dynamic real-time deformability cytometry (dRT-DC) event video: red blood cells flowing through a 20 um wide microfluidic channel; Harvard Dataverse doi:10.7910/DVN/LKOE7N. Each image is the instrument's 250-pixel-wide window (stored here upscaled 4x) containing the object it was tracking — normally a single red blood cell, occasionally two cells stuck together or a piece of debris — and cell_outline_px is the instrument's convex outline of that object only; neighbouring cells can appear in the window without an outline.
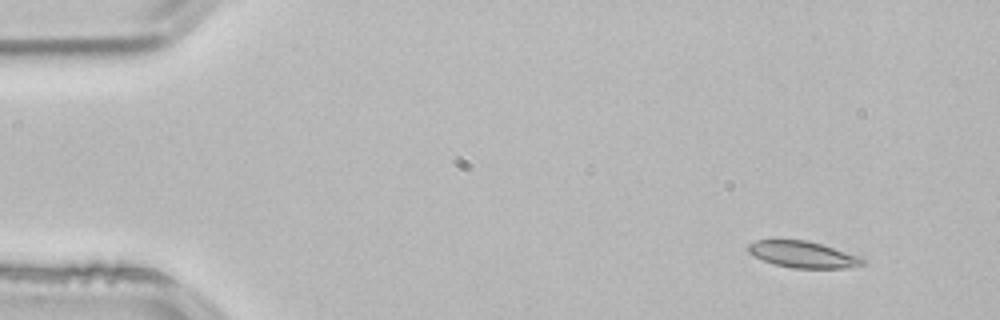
{"species": "common noctule bat (a hibernating species)", "species_latin": "Nyctalus noctula", "temperature_condition": "room temperature", "stored_images_in_passage": 3, "camera_frame_rate_fps": 3000, "um_per_image_px": 0.085, "animal": {"sex": "male", "body_mass_g": 21.5, "forearm_length_mm": 52.0}, "frame": {"image": 1, "passage_image": 1, "time_ms": 0.0, "image_size_px": [1000, 320], "cell_outline_px": [[864, 264], [844, 268], [792, 268], [772, 264], [748, 252], [748, 244], [756, 240], [808, 240], [864, 256]], "centroid_in_image_um": [68.3, 21.63], "position_along_channel_um": 16.7, "area_um2": 17.8}}
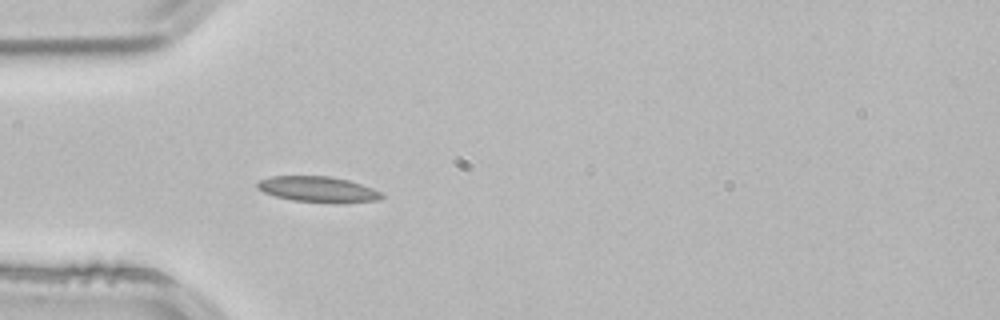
{"frame": {"image": 2, "passage_image": 3, "time_ms": 0.667, "image_size_px": [1000, 320], "cell_outline_px": [[384, 196], [380, 200], [336, 204], [292, 200], [276, 196], [264, 192], [256, 188], [256, 184], [260, 180], [272, 176], [328, 176], [348, 180], [384, 192]], "centroid_in_image_um": [27.07, 16.11], "position_along_channel_um": 57.9, "area_um2": 18.84}}